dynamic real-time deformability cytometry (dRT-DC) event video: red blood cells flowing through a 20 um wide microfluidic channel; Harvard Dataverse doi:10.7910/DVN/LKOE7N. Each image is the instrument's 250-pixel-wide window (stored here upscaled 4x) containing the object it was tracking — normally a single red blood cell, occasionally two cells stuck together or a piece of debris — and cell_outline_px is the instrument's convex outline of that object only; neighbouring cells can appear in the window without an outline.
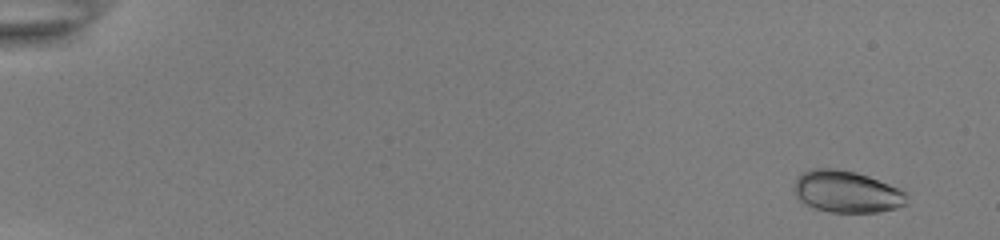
{"species": "common noctule bat (a hibernating species)", "species_latin": "Nyctalus noctula", "temperature_condition": "room temperature", "stored_images_in_passage": 58, "camera_frame_rate_fps": 3000, "um_per_image_px": 0.085, "animal": {"sex": "female", "body_mass_g": 22.0, "forearm_length_mm": 56.7}, "frame": {"image": 1, "passage_image": 4, "time_ms": 1.0, "image_size_px": [1000, 240], "cell_outline_px": [[908, 204], [896, 208], [876, 212], [828, 212], [812, 208], [800, 204], [796, 196], [796, 180], [804, 172], [816, 168], [832, 168], [856, 172], [868, 176], [888, 184], [904, 192], [908, 196]], "centroid_in_image_um": [71.96, 16.32], "position_along_channel_um": 13.0, "area_um2": 27.4}}
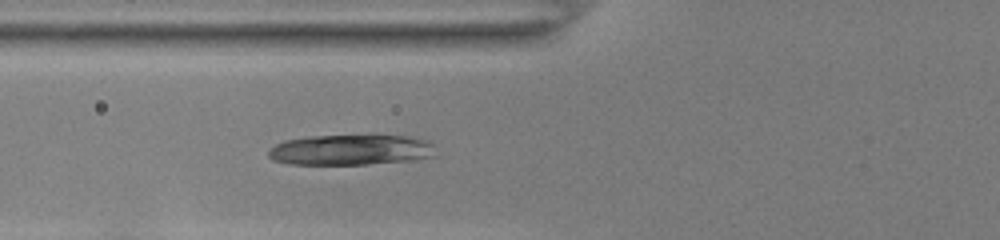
{"frame": {"image": 2, "passage_image": 26, "time_ms": 8.333, "image_size_px": [1000, 240], "cell_outline_px": [[432, 156], [412, 160], [368, 164], [288, 164], [272, 160], [268, 156], [268, 152], [276, 144], [284, 140], [308, 136], [408, 136], [428, 140], [432, 144]], "centroid_in_image_um": [29.75, 12.74], "position_along_channel_um": 96.0, "area_um2": 29.42}}
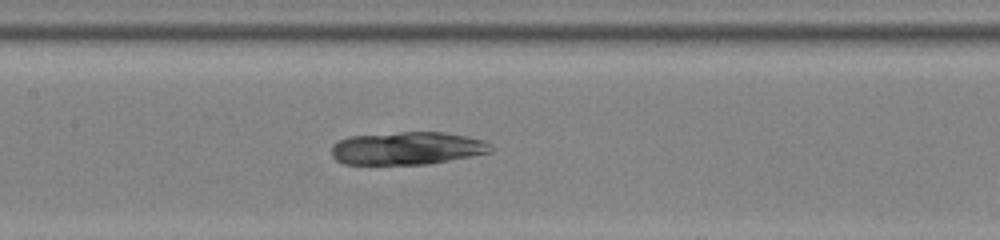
{"frame": {"image": 3, "passage_image": 32, "time_ms": 10.333, "image_size_px": [1000, 240], "cell_outline_px": [[492, 152], [472, 156], [428, 164], [344, 164], [336, 160], [332, 156], [332, 144], [340, 140], [352, 136], [400, 132], [444, 132], [484, 140], [492, 144]], "centroid_in_image_um": [34.63, 12.6], "position_along_channel_um": 172.8, "area_um2": 30.46}}